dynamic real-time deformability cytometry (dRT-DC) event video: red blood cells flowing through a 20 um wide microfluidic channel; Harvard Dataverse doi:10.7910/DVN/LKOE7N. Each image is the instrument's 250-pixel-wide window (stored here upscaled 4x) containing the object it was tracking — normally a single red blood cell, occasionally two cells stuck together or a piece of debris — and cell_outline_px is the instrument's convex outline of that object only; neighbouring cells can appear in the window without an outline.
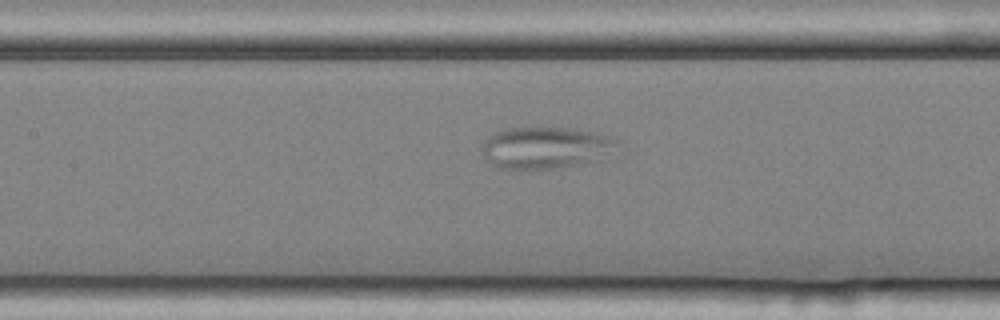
{"species": "common noctule bat (a hibernating species)", "species_latin": "Nyctalus noctula", "temperature_condition": "cold", "stored_images_in_passage": 10, "camera_frame_rate_fps": 3000, "um_per_image_px": 0.085, "animal": {"sex": "female", "body_mass_g": 25.1}, "frame": {"image": 1, "passage_image": 10, "time_ms": 3.0, "image_size_px": [1000, 320], "cell_outline_px": [[620, 144], [592, 160], [576, 164], [528, 172], [520, 172], [500, 168], [492, 164], [480, 148], [484, 140], [488, 136], [496, 132], [508, 128], [568, 128], [616, 136]], "centroid_in_image_um": [46.28, 12.57], "position_along_channel_um": 161.1, "area_um2": 32.89}}